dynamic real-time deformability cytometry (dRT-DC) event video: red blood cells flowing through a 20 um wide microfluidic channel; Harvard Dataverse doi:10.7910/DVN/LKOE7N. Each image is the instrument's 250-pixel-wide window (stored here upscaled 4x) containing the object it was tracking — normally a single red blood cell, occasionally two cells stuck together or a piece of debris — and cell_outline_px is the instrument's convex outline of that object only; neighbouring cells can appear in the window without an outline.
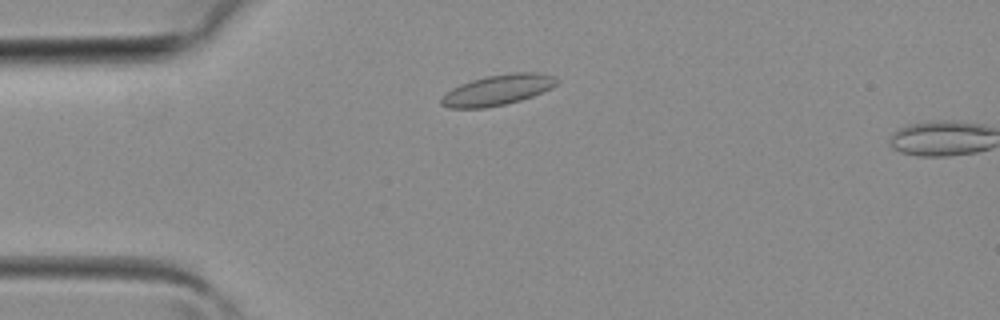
{"species": "common noctule bat (a hibernating species)", "species_latin": "Nyctalus noctula", "temperature_condition": "room temperature", "stored_images_in_passage": 2, "camera_frame_rate_fps": 3000, "um_per_image_px": 0.085, "animal": {"sex": "female", "body_mass_g": 19.3, "forearm_length_mm": 54.1}, "frame": {"image": 1, "passage_image": 1, "time_ms": 0.0, "image_size_px": [1000, 320], "cell_outline_px": [[560, 80], [552, 88], [532, 96], [520, 100], [504, 104], [484, 108], [448, 108], [440, 104], [440, 100], [452, 88], [460, 84], [484, 76], [512, 72], [536, 72], [552, 76]], "centroid_in_image_um": [42.3, 7.64], "position_along_channel_um": 42.7, "area_um2": 20.46}}